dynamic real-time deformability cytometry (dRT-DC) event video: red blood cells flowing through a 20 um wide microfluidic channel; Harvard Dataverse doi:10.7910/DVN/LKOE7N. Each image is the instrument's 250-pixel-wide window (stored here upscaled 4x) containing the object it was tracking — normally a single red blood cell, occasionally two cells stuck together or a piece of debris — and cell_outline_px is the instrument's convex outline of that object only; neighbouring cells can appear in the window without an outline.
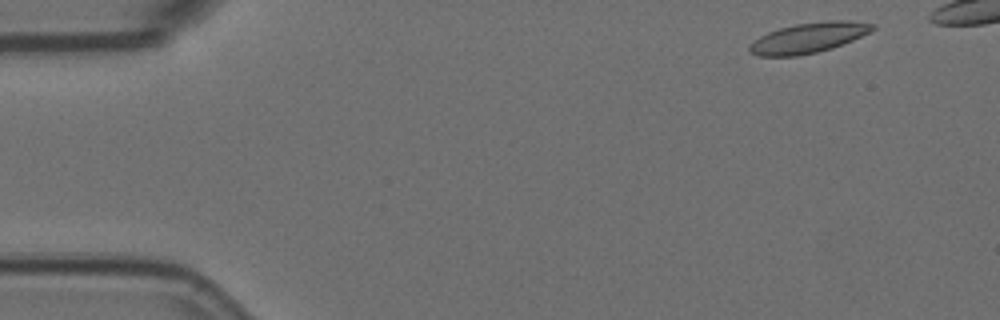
{"species": "Egyptian fruit bat (a non-hibernating species)", "species_latin": "Rousettus aegyptiacus", "temperature_condition": "room temperature", "stored_images_in_passage": 49, "camera_frame_rate_fps": 3000, "um_per_image_px": 0.085, "animal": {"sex": "female"}, "frame": {"image": 1, "passage_image": 2, "time_ms": 0.333, "image_size_px": [1000, 320], "cell_outline_px": [[876, 28], [852, 40], [832, 48], [816, 52], [796, 56], [760, 56], [748, 52], [748, 48], [760, 36], [768, 32], [780, 28], [796, 24], [828, 20], [848, 20], [876, 24]], "centroid_in_image_um": [68.73, 3.2], "position_along_channel_um": 16.3, "area_um2": 21.44}}
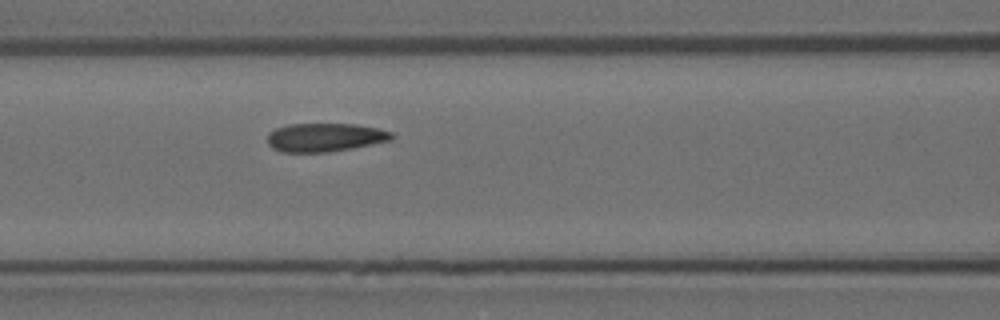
{"frame": {"image": 2, "passage_image": 21, "time_ms": 6.667, "image_size_px": [1000, 320], "cell_outline_px": [[396, 136], [392, 140], [352, 148], [328, 152], [280, 152], [272, 148], [268, 144], [268, 132], [276, 128], [288, 124], [356, 124], [376, 128], [392, 132]], "centroid_in_image_um": [27.62, 11.68], "position_along_channel_um": 139.0, "area_um2": 20.75}}
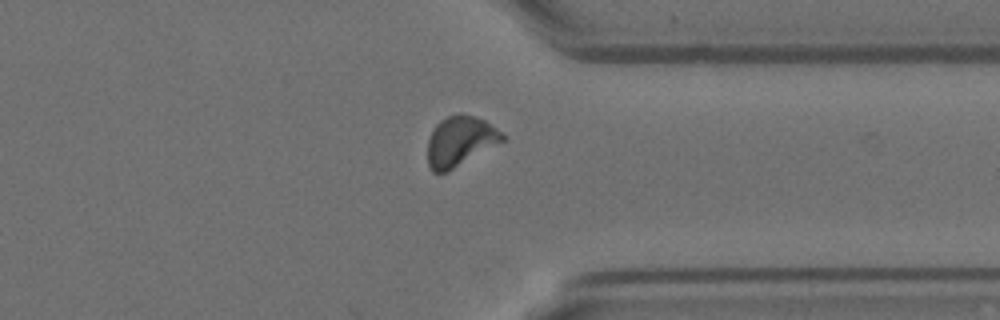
{"frame": {"image": 3, "passage_image": 41, "time_ms": 13.333, "image_size_px": [1000, 320], "cell_outline_px": [[504, 140], [448, 172], [432, 172], [428, 164], [428, 140], [436, 124], [440, 120], [448, 116], [460, 112], [484, 120], [496, 128], [504, 136]], "centroid_in_image_um": [39.08, 12.0], "position_along_channel_um": 372.3, "area_um2": 21.5}}